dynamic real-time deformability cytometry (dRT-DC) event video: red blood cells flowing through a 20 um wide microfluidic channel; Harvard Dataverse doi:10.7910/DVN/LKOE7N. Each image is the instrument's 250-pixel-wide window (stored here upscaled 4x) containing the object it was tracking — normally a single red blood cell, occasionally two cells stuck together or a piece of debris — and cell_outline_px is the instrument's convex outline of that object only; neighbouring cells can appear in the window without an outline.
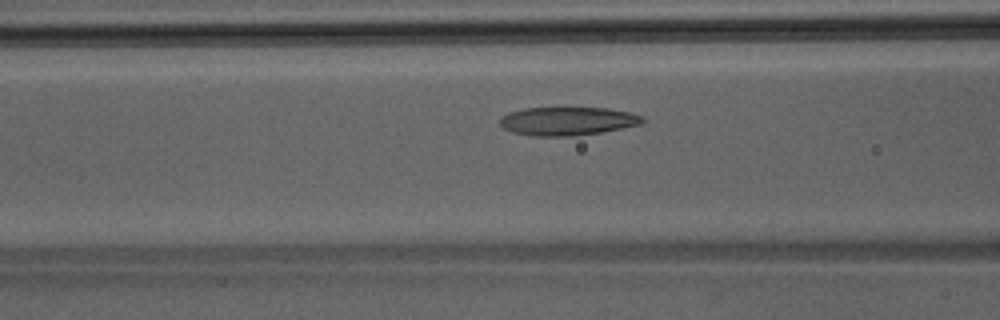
{"species": "Egyptian fruit bat (a non-hibernating species)", "species_latin": "Rousettus aegyptiacus", "temperature_condition": "room temperature", "stored_images_in_passage": 27, "camera_frame_rate_fps": 3000, "um_per_image_px": 0.085, "animal": {"sex": "male"}, "frame": {"image": 1, "passage_image": 5, "time_ms": 1.333, "image_size_px": [1000, 320], "cell_outline_px": [[644, 124], [600, 132], [576, 136], [532, 136], [512, 132], [504, 128], [500, 124], [500, 116], [508, 112], [524, 108], [608, 108], [628, 112], [644, 116]], "centroid_in_image_um": [48.24, 10.29], "position_along_channel_um": 118.4, "area_um2": 23.76}}
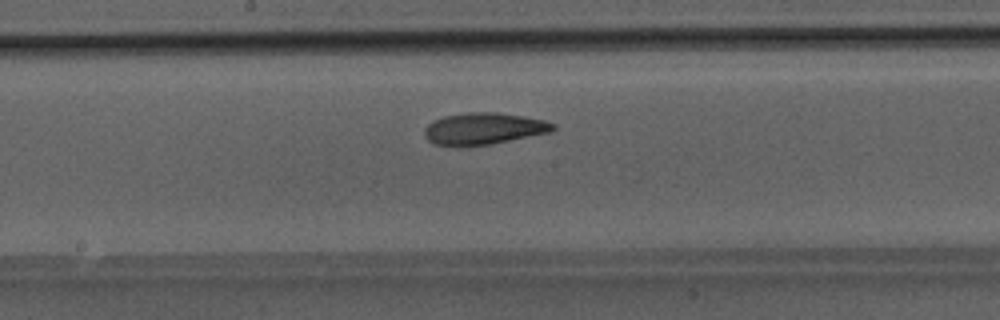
{"frame": {"image": 2, "passage_image": 11, "time_ms": 3.333, "image_size_px": [1000, 320], "cell_outline_px": [[556, 128], [552, 132], [488, 144], [436, 144], [428, 140], [424, 136], [424, 128], [428, 124], [444, 116], [468, 112], [496, 112], [544, 120], [556, 124]], "centroid_in_image_um": [41.15, 10.9], "position_along_channel_um": 207.0, "area_um2": 23.12}}
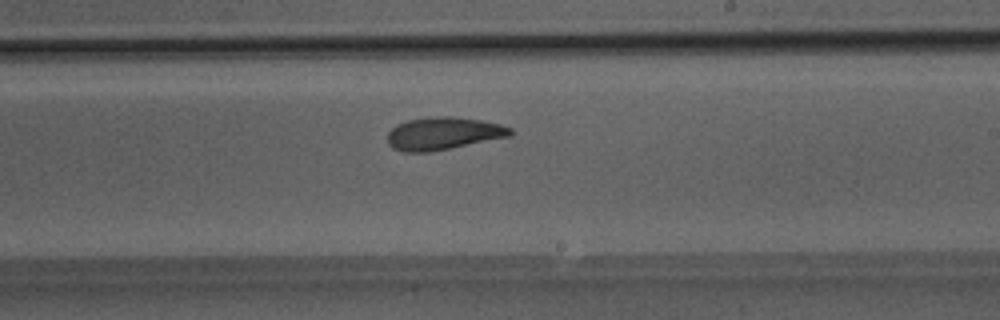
{"frame": {"image": 3, "passage_image": 14, "time_ms": 4.333, "image_size_px": [1000, 320], "cell_outline_px": [[516, 132], [512, 136], [428, 152], [404, 152], [392, 148], [388, 144], [388, 132], [396, 124], [408, 120], [432, 116], [448, 116], [480, 120], [500, 124], [512, 128]], "centroid_in_image_um": [37.69, 11.34], "position_along_channel_um": 251.3, "area_um2": 23.41}}